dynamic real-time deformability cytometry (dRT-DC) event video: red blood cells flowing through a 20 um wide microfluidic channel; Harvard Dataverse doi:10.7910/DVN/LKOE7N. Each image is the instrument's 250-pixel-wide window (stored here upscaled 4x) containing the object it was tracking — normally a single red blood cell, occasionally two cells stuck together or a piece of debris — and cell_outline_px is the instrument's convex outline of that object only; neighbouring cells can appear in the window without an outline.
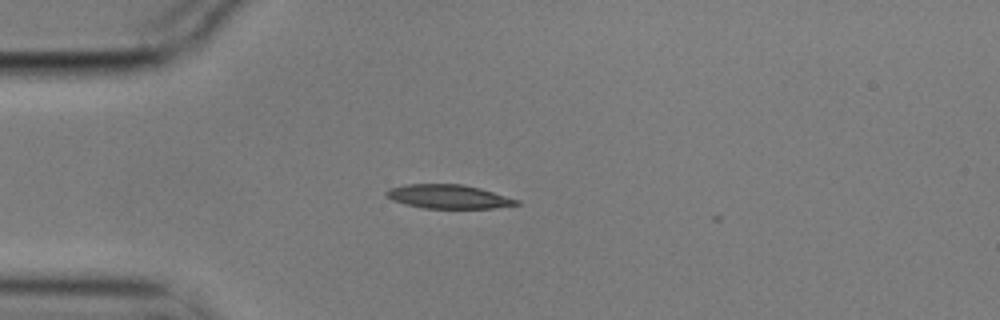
{"species": "common noctule bat (a hibernating species)", "species_latin": "Nyctalus noctula", "temperature_condition": "cold", "stored_images_in_passage": 2, "camera_frame_rate_fps": 3000, "um_per_image_px": 0.085, "animal": {"sex": "male", "body_mass_g": 17.9}, "frame": {"image": 1, "passage_image": 1, "time_ms": 0.0, "image_size_px": [1000, 320], "cell_outline_px": [[520, 204], [492, 208], [424, 208], [404, 204], [392, 200], [384, 192], [388, 188], [408, 184], [464, 184], [480, 188], [520, 200]], "centroid_in_image_um": [38.11, 16.7], "position_along_channel_um": 46.9, "area_um2": 18.09}}